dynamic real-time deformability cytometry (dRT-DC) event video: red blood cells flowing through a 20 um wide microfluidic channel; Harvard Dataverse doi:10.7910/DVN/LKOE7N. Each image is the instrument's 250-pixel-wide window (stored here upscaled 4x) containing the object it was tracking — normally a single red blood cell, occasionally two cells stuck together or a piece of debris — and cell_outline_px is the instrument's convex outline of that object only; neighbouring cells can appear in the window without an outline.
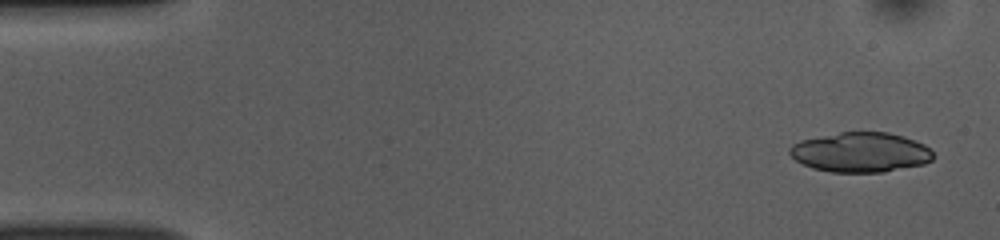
{"species": "common noctule bat (a hibernating species)", "species_latin": "Nyctalus noctula", "temperature_condition": "room temperature", "stored_images_in_passage": 23, "camera_frame_rate_fps": 3000, "um_per_image_px": 0.085, "animal": {"sex": "female", "body_mass_g": 10.0, "forearm_length_mm": 53.1}, "frame": {"image": 1, "passage_image": 1, "time_ms": 0.0, "image_size_px": [1000, 240], "cell_outline_px": [[936, 156], [932, 160], [924, 164], [884, 172], [832, 172], [812, 168], [796, 160], [788, 152], [788, 148], [792, 144], [800, 140], [840, 132], [888, 132], [904, 136], [924, 144]], "centroid_in_image_um": [73.15, 12.94], "position_along_channel_um": 11.8, "area_um2": 33.41}}